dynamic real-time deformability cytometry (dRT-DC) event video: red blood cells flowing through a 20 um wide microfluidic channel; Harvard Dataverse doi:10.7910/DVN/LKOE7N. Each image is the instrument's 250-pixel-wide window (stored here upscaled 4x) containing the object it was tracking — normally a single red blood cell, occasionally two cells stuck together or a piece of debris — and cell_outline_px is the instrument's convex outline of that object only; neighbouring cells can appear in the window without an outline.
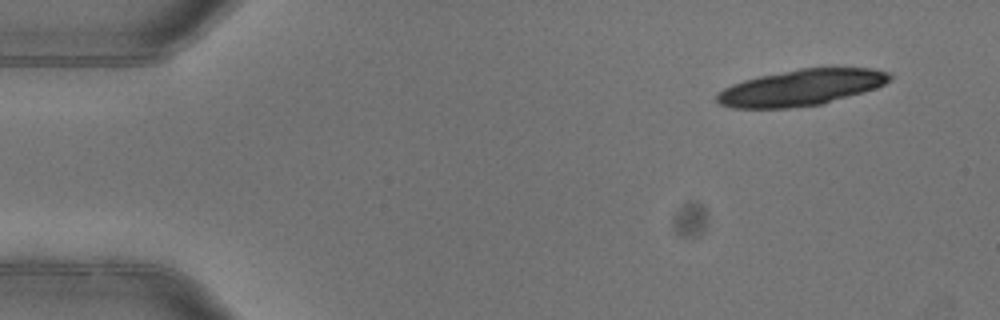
{"species": "common noctule bat (a hibernating species)", "species_latin": "Nyctalus noctula", "temperature_condition": "warm", "stored_images_in_passage": 5, "camera_frame_rate_fps": 3000, "um_per_image_px": 0.085, "animal": {"sex": "female"}, "frame": {"image": 1, "passage_image": 1, "time_ms": 0.0, "image_size_px": [1000, 320], "cell_outline_px": [[892, 80], [876, 88], [820, 104], [788, 108], [732, 108], [716, 104], [716, 96], [724, 88], [732, 84], [744, 80], [760, 76], [800, 68], [872, 68], [892, 72]], "centroid_in_image_um": [68.1, 7.44], "position_along_channel_um": 16.9, "area_um2": 36.3}}